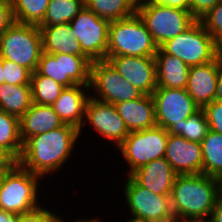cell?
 <instances>
[{
    "label": "cell",
    "mask_w": 222,
    "mask_h": 222,
    "mask_svg": "<svg viewBox=\"0 0 222 222\" xmlns=\"http://www.w3.org/2000/svg\"><path fill=\"white\" fill-rule=\"evenodd\" d=\"M79 138V130L69 124L29 137L23 142L18 164L43 179L50 174L53 176L69 162Z\"/></svg>",
    "instance_id": "cell-1"
},
{
    "label": "cell",
    "mask_w": 222,
    "mask_h": 222,
    "mask_svg": "<svg viewBox=\"0 0 222 222\" xmlns=\"http://www.w3.org/2000/svg\"><path fill=\"white\" fill-rule=\"evenodd\" d=\"M220 196L216 177L177 175L170 195L174 216L187 222H207Z\"/></svg>",
    "instance_id": "cell-2"
},
{
    "label": "cell",
    "mask_w": 222,
    "mask_h": 222,
    "mask_svg": "<svg viewBox=\"0 0 222 222\" xmlns=\"http://www.w3.org/2000/svg\"><path fill=\"white\" fill-rule=\"evenodd\" d=\"M158 48L137 12L109 23L107 56L154 57Z\"/></svg>",
    "instance_id": "cell-3"
},
{
    "label": "cell",
    "mask_w": 222,
    "mask_h": 222,
    "mask_svg": "<svg viewBox=\"0 0 222 222\" xmlns=\"http://www.w3.org/2000/svg\"><path fill=\"white\" fill-rule=\"evenodd\" d=\"M41 179L19 164L7 171L0 188V210L21 215L40 207Z\"/></svg>",
    "instance_id": "cell-4"
},
{
    "label": "cell",
    "mask_w": 222,
    "mask_h": 222,
    "mask_svg": "<svg viewBox=\"0 0 222 222\" xmlns=\"http://www.w3.org/2000/svg\"><path fill=\"white\" fill-rule=\"evenodd\" d=\"M160 48L165 53L178 57L189 67L210 62L222 53V46L199 20L183 33L163 43Z\"/></svg>",
    "instance_id": "cell-5"
},
{
    "label": "cell",
    "mask_w": 222,
    "mask_h": 222,
    "mask_svg": "<svg viewBox=\"0 0 222 222\" xmlns=\"http://www.w3.org/2000/svg\"><path fill=\"white\" fill-rule=\"evenodd\" d=\"M43 52L42 34L38 25L13 22L0 35V56L36 71Z\"/></svg>",
    "instance_id": "cell-6"
},
{
    "label": "cell",
    "mask_w": 222,
    "mask_h": 222,
    "mask_svg": "<svg viewBox=\"0 0 222 222\" xmlns=\"http://www.w3.org/2000/svg\"><path fill=\"white\" fill-rule=\"evenodd\" d=\"M136 12L158 47L183 33L197 21L189 10L148 1H138Z\"/></svg>",
    "instance_id": "cell-7"
},
{
    "label": "cell",
    "mask_w": 222,
    "mask_h": 222,
    "mask_svg": "<svg viewBox=\"0 0 222 222\" xmlns=\"http://www.w3.org/2000/svg\"><path fill=\"white\" fill-rule=\"evenodd\" d=\"M168 130L155 126L140 131L129 132V135L117 147L127 162V175L139 167L164 157L168 140Z\"/></svg>",
    "instance_id": "cell-8"
},
{
    "label": "cell",
    "mask_w": 222,
    "mask_h": 222,
    "mask_svg": "<svg viewBox=\"0 0 222 222\" xmlns=\"http://www.w3.org/2000/svg\"><path fill=\"white\" fill-rule=\"evenodd\" d=\"M124 183V197L130 220L137 222H167L175 218L170 196H162L140 186L130 175Z\"/></svg>",
    "instance_id": "cell-9"
},
{
    "label": "cell",
    "mask_w": 222,
    "mask_h": 222,
    "mask_svg": "<svg viewBox=\"0 0 222 222\" xmlns=\"http://www.w3.org/2000/svg\"><path fill=\"white\" fill-rule=\"evenodd\" d=\"M93 89L91 97L111 104L135 100L143 95L134 85L121 77L106 59L91 63L90 90Z\"/></svg>",
    "instance_id": "cell-10"
},
{
    "label": "cell",
    "mask_w": 222,
    "mask_h": 222,
    "mask_svg": "<svg viewBox=\"0 0 222 222\" xmlns=\"http://www.w3.org/2000/svg\"><path fill=\"white\" fill-rule=\"evenodd\" d=\"M91 63L87 56L42 52L36 72L65 87L90 85Z\"/></svg>",
    "instance_id": "cell-11"
},
{
    "label": "cell",
    "mask_w": 222,
    "mask_h": 222,
    "mask_svg": "<svg viewBox=\"0 0 222 222\" xmlns=\"http://www.w3.org/2000/svg\"><path fill=\"white\" fill-rule=\"evenodd\" d=\"M109 21L86 8L69 23L83 53L93 62L107 56Z\"/></svg>",
    "instance_id": "cell-12"
},
{
    "label": "cell",
    "mask_w": 222,
    "mask_h": 222,
    "mask_svg": "<svg viewBox=\"0 0 222 222\" xmlns=\"http://www.w3.org/2000/svg\"><path fill=\"white\" fill-rule=\"evenodd\" d=\"M155 106L157 126L168 130L179 125L200 108L186 89L157 87L151 95Z\"/></svg>",
    "instance_id": "cell-13"
},
{
    "label": "cell",
    "mask_w": 222,
    "mask_h": 222,
    "mask_svg": "<svg viewBox=\"0 0 222 222\" xmlns=\"http://www.w3.org/2000/svg\"><path fill=\"white\" fill-rule=\"evenodd\" d=\"M89 123L101 137L114 143L115 147H118L129 135V131L123 119L118 115L115 105L91 96L86 104L85 118L79 130V136L83 135L85 125L88 124L89 127Z\"/></svg>",
    "instance_id": "cell-14"
},
{
    "label": "cell",
    "mask_w": 222,
    "mask_h": 222,
    "mask_svg": "<svg viewBox=\"0 0 222 222\" xmlns=\"http://www.w3.org/2000/svg\"><path fill=\"white\" fill-rule=\"evenodd\" d=\"M125 80L145 95H152L157 88L155 57L106 56Z\"/></svg>",
    "instance_id": "cell-15"
},
{
    "label": "cell",
    "mask_w": 222,
    "mask_h": 222,
    "mask_svg": "<svg viewBox=\"0 0 222 222\" xmlns=\"http://www.w3.org/2000/svg\"><path fill=\"white\" fill-rule=\"evenodd\" d=\"M164 158L177 175L203 174L201 143L169 134Z\"/></svg>",
    "instance_id": "cell-16"
},
{
    "label": "cell",
    "mask_w": 222,
    "mask_h": 222,
    "mask_svg": "<svg viewBox=\"0 0 222 222\" xmlns=\"http://www.w3.org/2000/svg\"><path fill=\"white\" fill-rule=\"evenodd\" d=\"M218 79V57L205 64L190 67L187 93L203 108L214 101Z\"/></svg>",
    "instance_id": "cell-17"
},
{
    "label": "cell",
    "mask_w": 222,
    "mask_h": 222,
    "mask_svg": "<svg viewBox=\"0 0 222 222\" xmlns=\"http://www.w3.org/2000/svg\"><path fill=\"white\" fill-rule=\"evenodd\" d=\"M90 85H75L65 87L59 98L52 104L53 109L58 114L64 124H69L81 129L85 118V109L89 100Z\"/></svg>",
    "instance_id": "cell-18"
},
{
    "label": "cell",
    "mask_w": 222,
    "mask_h": 222,
    "mask_svg": "<svg viewBox=\"0 0 222 222\" xmlns=\"http://www.w3.org/2000/svg\"><path fill=\"white\" fill-rule=\"evenodd\" d=\"M130 176L140 186L151 190L153 193L170 196L177 174L162 157L139 167Z\"/></svg>",
    "instance_id": "cell-19"
},
{
    "label": "cell",
    "mask_w": 222,
    "mask_h": 222,
    "mask_svg": "<svg viewBox=\"0 0 222 222\" xmlns=\"http://www.w3.org/2000/svg\"><path fill=\"white\" fill-rule=\"evenodd\" d=\"M114 105L129 132L157 126L155 106L151 95L143 94L138 99L123 101Z\"/></svg>",
    "instance_id": "cell-20"
},
{
    "label": "cell",
    "mask_w": 222,
    "mask_h": 222,
    "mask_svg": "<svg viewBox=\"0 0 222 222\" xmlns=\"http://www.w3.org/2000/svg\"><path fill=\"white\" fill-rule=\"evenodd\" d=\"M64 123L52 106L32 103L19 119L22 142L27 138L59 128Z\"/></svg>",
    "instance_id": "cell-21"
},
{
    "label": "cell",
    "mask_w": 222,
    "mask_h": 222,
    "mask_svg": "<svg viewBox=\"0 0 222 222\" xmlns=\"http://www.w3.org/2000/svg\"><path fill=\"white\" fill-rule=\"evenodd\" d=\"M154 57L157 87L185 89L190 67L178 57L165 53L160 47Z\"/></svg>",
    "instance_id": "cell-22"
},
{
    "label": "cell",
    "mask_w": 222,
    "mask_h": 222,
    "mask_svg": "<svg viewBox=\"0 0 222 222\" xmlns=\"http://www.w3.org/2000/svg\"><path fill=\"white\" fill-rule=\"evenodd\" d=\"M42 34L43 52L47 54H74L86 56L79 41L72 34L69 23L39 27Z\"/></svg>",
    "instance_id": "cell-23"
},
{
    "label": "cell",
    "mask_w": 222,
    "mask_h": 222,
    "mask_svg": "<svg viewBox=\"0 0 222 222\" xmlns=\"http://www.w3.org/2000/svg\"><path fill=\"white\" fill-rule=\"evenodd\" d=\"M30 84L0 85V110L19 119L32 105Z\"/></svg>",
    "instance_id": "cell-24"
},
{
    "label": "cell",
    "mask_w": 222,
    "mask_h": 222,
    "mask_svg": "<svg viewBox=\"0 0 222 222\" xmlns=\"http://www.w3.org/2000/svg\"><path fill=\"white\" fill-rule=\"evenodd\" d=\"M137 2L138 0H84L86 8L109 22L134 15Z\"/></svg>",
    "instance_id": "cell-25"
},
{
    "label": "cell",
    "mask_w": 222,
    "mask_h": 222,
    "mask_svg": "<svg viewBox=\"0 0 222 222\" xmlns=\"http://www.w3.org/2000/svg\"><path fill=\"white\" fill-rule=\"evenodd\" d=\"M201 147L203 174L219 178L222 175V134L209 130Z\"/></svg>",
    "instance_id": "cell-26"
},
{
    "label": "cell",
    "mask_w": 222,
    "mask_h": 222,
    "mask_svg": "<svg viewBox=\"0 0 222 222\" xmlns=\"http://www.w3.org/2000/svg\"><path fill=\"white\" fill-rule=\"evenodd\" d=\"M84 6V0H50L44 19L38 27L70 23Z\"/></svg>",
    "instance_id": "cell-27"
},
{
    "label": "cell",
    "mask_w": 222,
    "mask_h": 222,
    "mask_svg": "<svg viewBox=\"0 0 222 222\" xmlns=\"http://www.w3.org/2000/svg\"><path fill=\"white\" fill-rule=\"evenodd\" d=\"M32 102L38 105L52 106L59 98L65 86L55 80L40 75L36 71L31 74Z\"/></svg>",
    "instance_id": "cell-28"
},
{
    "label": "cell",
    "mask_w": 222,
    "mask_h": 222,
    "mask_svg": "<svg viewBox=\"0 0 222 222\" xmlns=\"http://www.w3.org/2000/svg\"><path fill=\"white\" fill-rule=\"evenodd\" d=\"M210 130L209 124L205 117V112L202 108L182 120L179 125H173L168 129V133L176 136L184 137L185 139L201 143Z\"/></svg>",
    "instance_id": "cell-29"
},
{
    "label": "cell",
    "mask_w": 222,
    "mask_h": 222,
    "mask_svg": "<svg viewBox=\"0 0 222 222\" xmlns=\"http://www.w3.org/2000/svg\"><path fill=\"white\" fill-rule=\"evenodd\" d=\"M15 22L39 25L46 14L50 0H10Z\"/></svg>",
    "instance_id": "cell-30"
},
{
    "label": "cell",
    "mask_w": 222,
    "mask_h": 222,
    "mask_svg": "<svg viewBox=\"0 0 222 222\" xmlns=\"http://www.w3.org/2000/svg\"><path fill=\"white\" fill-rule=\"evenodd\" d=\"M0 145L7 148L17 159L22 152L19 118L0 110Z\"/></svg>",
    "instance_id": "cell-31"
},
{
    "label": "cell",
    "mask_w": 222,
    "mask_h": 222,
    "mask_svg": "<svg viewBox=\"0 0 222 222\" xmlns=\"http://www.w3.org/2000/svg\"><path fill=\"white\" fill-rule=\"evenodd\" d=\"M199 21L205 30L222 46V0L204 14Z\"/></svg>",
    "instance_id": "cell-32"
},
{
    "label": "cell",
    "mask_w": 222,
    "mask_h": 222,
    "mask_svg": "<svg viewBox=\"0 0 222 222\" xmlns=\"http://www.w3.org/2000/svg\"><path fill=\"white\" fill-rule=\"evenodd\" d=\"M4 82L8 85L30 84L32 72L13 61L3 59Z\"/></svg>",
    "instance_id": "cell-33"
},
{
    "label": "cell",
    "mask_w": 222,
    "mask_h": 222,
    "mask_svg": "<svg viewBox=\"0 0 222 222\" xmlns=\"http://www.w3.org/2000/svg\"><path fill=\"white\" fill-rule=\"evenodd\" d=\"M210 130L222 134V102L213 101L202 108Z\"/></svg>",
    "instance_id": "cell-34"
},
{
    "label": "cell",
    "mask_w": 222,
    "mask_h": 222,
    "mask_svg": "<svg viewBox=\"0 0 222 222\" xmlns=\"http://www.w3.org/2000/svg\"><path fill=\"white\" fill-rule=\"evenodd\" d=\"M43 207L44 206L42 205L33 211L19 215L17 222H49V220L57 213Z\"/></svg>",
    "instance_id": "cell-35"
},
{
    "label": "cell",
    "mask_w": 222,
    "mask_h": 222,
    "mask_svg": "<svg viewBox=\"0 0 222 222\" xmlns=\"http://www.w3.org/2000/svg\"><path fill=\"white\" fill-rule=\"evenodd\" d=\"M221 0H189L190 13L199 20Z\"/></svg>",
    "instance_id": "cell-36"
},
{
    "label": "cell",
    "mask_w": 222,
    "mask_h": 222,
    "mask_svg": "<svg viewBox=\"0 0 222 222\" xmlns=\"http://www.w3.org/2000/svg\"><path fill=\"white\" fill-rule=\"evenodd\" d=\"M12 6L10 0H0V35L13 23Z\"/></svg>",
    "instance_id": "cell-37"
},
{
    "label": "cell",
    "mask_w": 222,
    "mask_h": 222,
    "mask_svg": "<svg viewBox=\"0 0 222 222\" xmlns=\"http://www.w3.org/2000/svg\"><path fill=\"white\" fill-rule=\"evenodd\" d=\"M18 164V159L4 146L0 145V170H11Z\"/></svg>",
    "instance_id": "cell-38"
},
{
    "label": "cell",
    "mask_w": 222,
    "mask_h": 222,
    "mask_svg": "<svg viewBox=\"0 0 222 222\" xmlns=\"http://www.w3.org/2000/svg\"><path fill=\"white\" fill-rule=\"evenodd\" d=\"M189 10V0H138Z\"/></svg>",
    "instance_id": "cell-39"
},
{
    "label": "cell",
    "mask_w": 222,
    "mask_h": 222,
    "mask_svg": "<svg viewBox=\"0 0 222 222\" xmlns=\"http://www.w3.org/2000/svg\"><path fill=\"white\" fill-rule=\"evenodd\" d=\"M214 100L222 102V53L218 56V79Z\"/></svg>",
    "instance_id": "cell-40"
},
{
    "label": "cell",
    "mask_w": 222,
    "mask_h": 222,
    "mask_svg": "<svg viewBox=\"0 0 222 222\" xmlns=\"http://www.w3.org/2000/svg\"><path fill=\"white\" fill-rule=\"evenodd\" d=\"M207 222H222V196L217 199Z\"/></svg>",
    "instance_id": "cell-41"
},
{
    "label": "cell",
    "mask_w": 222,
    "mask_h": 222,
    "mask_svg": "<svg viewBox=\"0 0 222 222\" xmlns=\"http://www.w3.org/2000/svg\"><path fill=\"white\" fill-rule=\"evenodd\" d=\"M17 214L0 210V222H17Z\"/></svg>",
    "instance_id": "cell-42"
},
{
    "label": "cell",
    "mask_w": 222,
    "mask_h": 222,
    "mask_svg": "<svg viewBox=\"0 0 222 222\" xmlns=\"http://www.w3.org/2000/svg\"><path fill=\"white\" fill-rule=\"evenodd\" d=\"M65 218H63L62 216H59L58 213L57 215L55 214L50 220L49 222H67V221H64ZM87 219L83 218V219H76L74 222H85ZM71 222V221H70Z\"/></svg>",
    "instance_id": "cell-43"
},
{
    "label": "cell",
    "mask_w": 222,
    "mask_h": 222,
    "mask_svg": "<svg viewBox=\"0 0 222 222\" xmlns=\"http://www.w3.org/2000/svg\"><path fill=\"white\" fill-rule=\"evenodd\" d=\"M4 82L3 58L0 56V85Z\"/></svg>",
    "instance_id": "cell-44"
},
{
    "label": "cell",
    "mask_w": 222,
    "mask_h": 222,
    "mask_svg": "<svg viewBox=\"0 0 222 222\" xmlns=\"http://www.w3.org/2000/svg\"><path fill=\"white\" fill-rule=\"evenodd\" d=\"M7 171H10V170H0V188H1V185H2V182H3V179H4V176H5V173Z\"/></svg>",
    "instance_id": "cell-45"
},
{
    "label": "cell",
    "mask_w": 222,
    "mask_h": 222,
    "mask_svg": "<svg viewBox=\"0 0 222 222\" xmlns=\"http://www.w3.org/2000/svg\"><path fill=\"white\" fill-rule=\"evenodd\" d=\"M219 181V191H220V195L222 196V175L218 178Z\"/></svg>",
    "instance_id": "cell-46"
},
{
    "label": "cell",
    "mask_w": 222,
    "mask_h": 222,
    "mask_svg": "<svg viewBox=\"0 0 222 222\" xmlns=\"http://www.w3.org/2000/svg\"><path fill=\"white\" fill-rule=\"evenodd\" d=\"M85 222H101V221H99V218H97V217H95V218H93V219H87Z\"/></svg>",
    "instance_id": "cell-47"
},
{
    "label": "cell",
    "mask_w": 222,
    "mask_h": 222,
    "mask_svg": "<svg viewBox=\"0 0 222 222\" xmlns=\"http://www.w3.org/2000/svg\"><path fill=\"white\" fill-rule=\"evenodd\" d=\"M167 222H187V221H183V220H181V219H176V218H174V219H172V220H170V221H167Z\"/></svg>",
    "instance_id": "cell-48"
}]
</instances>
